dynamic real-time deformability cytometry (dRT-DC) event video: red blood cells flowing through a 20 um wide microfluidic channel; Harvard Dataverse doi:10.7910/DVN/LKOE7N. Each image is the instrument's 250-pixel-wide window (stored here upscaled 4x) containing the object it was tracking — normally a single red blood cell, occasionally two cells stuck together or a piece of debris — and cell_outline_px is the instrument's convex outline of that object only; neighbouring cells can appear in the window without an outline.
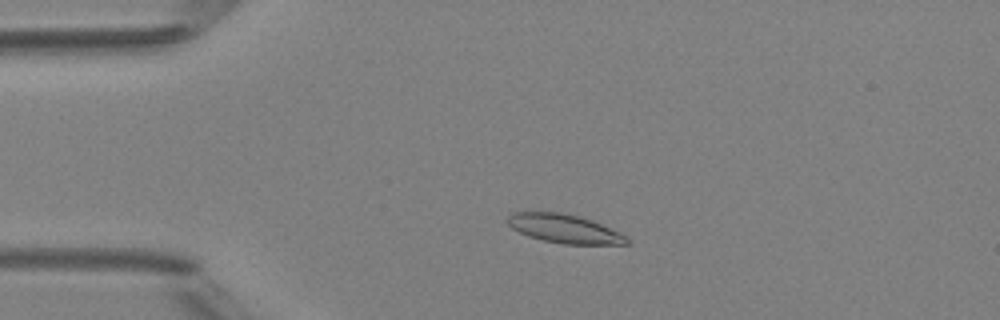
{"species": "Egyptian fruit bat (a non-hibernating species)", "species_latin": "Rousettus aegyptiacus", "temperature_condition": "room temperature", "stored_images_in_passage": 47, "camera_frame_rate_fps": 3000, "um_per_image_px": 0.085, "animal": {"sex": "female"}, "frame": {"image": 1, "passage_image": 9, "time_ms": 2.667, "image_size_px": [1000, 320], "cell_outline_px": [[628, 244], [564, 244], [544, 240], [528, 236], [512, 228], [508, 224], [508, 216], [512, 212], [560, 212], [580, 216], [592, 220], [620, 232], [628, 236]], "centroid_in_image_um": [48.0, 19.43], "position_along_channel_um": 37.0, "area_um2": 19.88}}
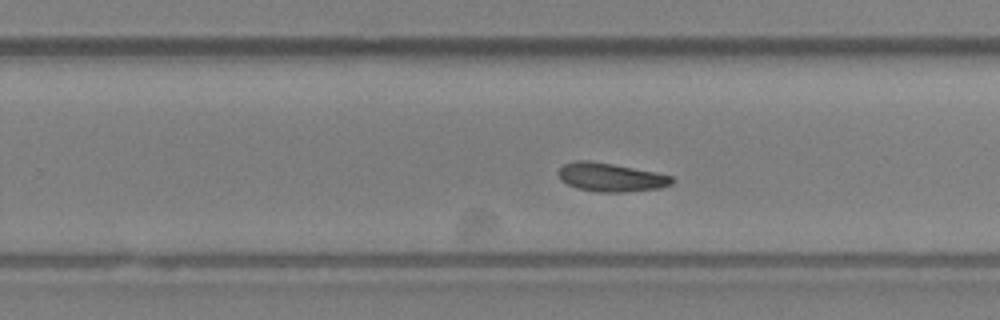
{"frame": {"image": 2, "passage_image": 29, "time_ms": 9.333, "image_size_px": [1000, 320], "cell_outline_px": [[676, 180], [672, 184], [660, 188], [624, 192], [596, 192], [576, 188], [560, 180], [560, 168], [564, 164], [576, 160], [588, 160], [612, 164], [656, 172], [672, 176]], "centroid_in_image_um": [51.94, 15.07], "position_along_channel_um": 277.9, "area_um2": 18.9}}
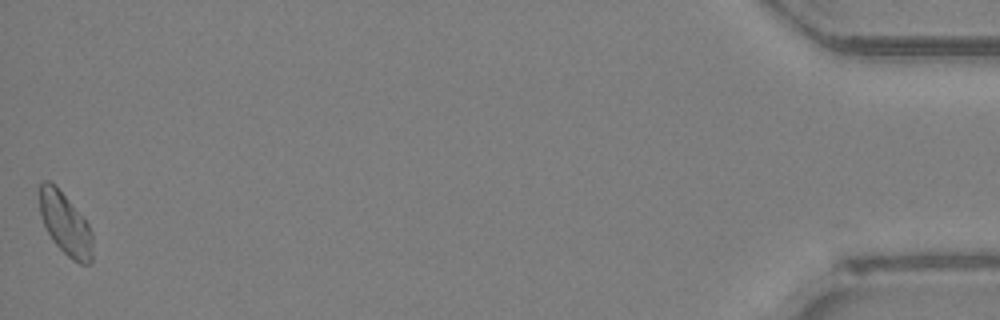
{"frame": {"image": 3, "passage_image": 47, "time_ms": 15.333, "image_size_px": [1000, 320], "cell_outline_px": [[92, 264], [80, 264], [72, 260], [52, 240], [44, 224], [40, 212], [40, 184], [44, 180], [48, 180], [56, 184], [84, 216], [92, 232]], "centroid_in_image_um": [5.58, 19.01], "position_along_channel_um": 429.6, "area_um2": 19.48}}